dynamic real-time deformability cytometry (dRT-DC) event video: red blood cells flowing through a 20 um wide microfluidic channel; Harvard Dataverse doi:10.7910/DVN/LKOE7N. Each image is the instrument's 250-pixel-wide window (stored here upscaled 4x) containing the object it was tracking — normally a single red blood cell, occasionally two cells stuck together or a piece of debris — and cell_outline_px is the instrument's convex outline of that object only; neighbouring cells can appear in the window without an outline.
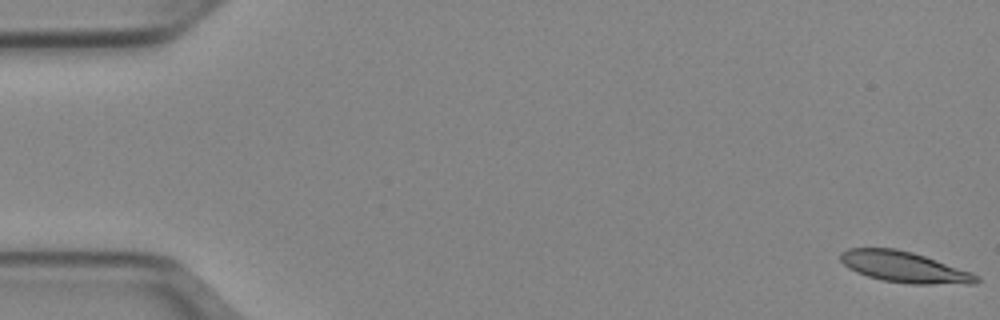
{"species": "Egyptian fruit bat (a non-hibernating species)", "species_latin": "Rousettus aegyptiacus", "temperature_condition": "cold", "stored_images_in_passage": 52, "camera_frame_rate_fps": 3000, "um_per_image_px": 0.085, "animal": {"sex": "female"}, "frame": {"image": 1, "passage_image": 1, "time_ms": 0.0, "image_size_px": [1000, 320], "cell_outline_px": [[980, 280], [976, 284], [912, 284], [880, 280], [856, 272], [848, 268], [840, 260], [840, 252], [848, 248], [896, 248], [912, 252], [972, 272], [980, 276]], "centroid_in_image_um": [76.87, 22.7], "position_along_channel_um": 8.1, "area_um2": 24.62}}
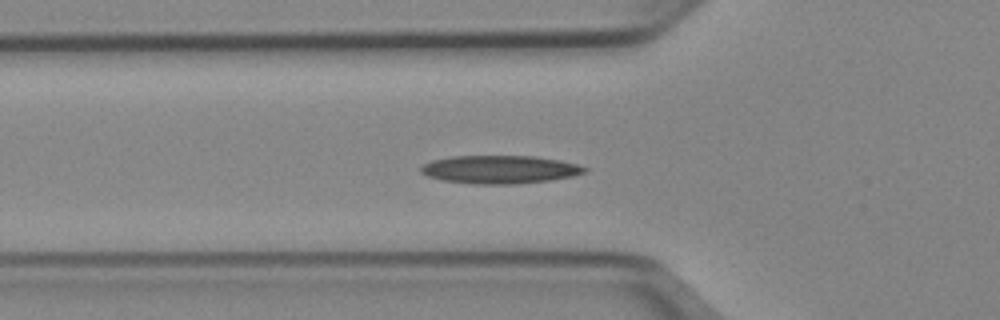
{"frame": {"image": 2, "passage_image": 18, "time_ms": 5.667, "image_size_px": [1000, 320], "cell_outline_px": [[588, 168], [584, 172], [572, 176], [548, 180], [512, 184], [476, 184], [444, 180], [428, 176], [420, 172], [420, 168], [424, 164], [432, 160], [452, 156], [532, 156], [560, 160], [576, 164]], "centroid_in_image_um": [42.46, 14.4], "position_along_channel_um": 83.3, "area_um2": 26.53}}
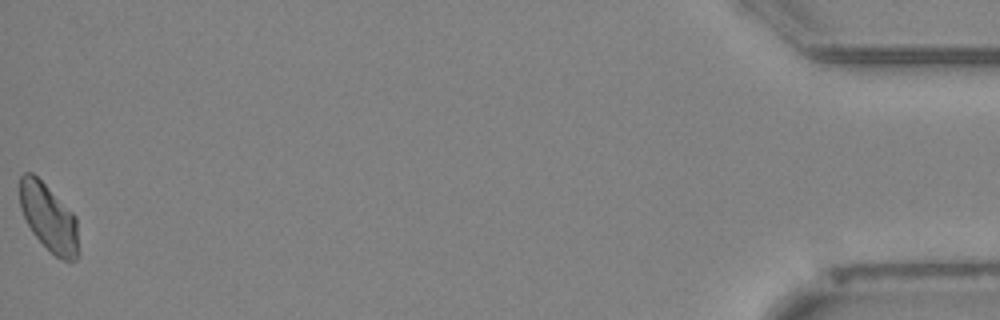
{"frame": {"image": 3, "passage_image": 52, "time_ms": 17.0, "image_size_px": [1000, 320], "cell_outline_px": [[76, 260], [64, 260], [56, 256], [32, 232], [20, 208], [20, 176], [24, 172], [32, 172], [76, 216]], "centroid_in_image_um": [4.1, 18.46], "position_along_channel_um": 431.1, "area_um2": 22.2}}